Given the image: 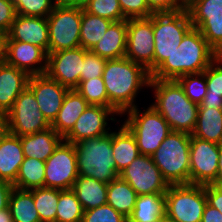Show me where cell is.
<instances>
[{"instance_id": "cell-31", "label": "cell", "mask_w": 222, "mask_h": 222, "mask_svg": "<svg viewBox=\"0 0 222 222\" xmlns=\"http://www.w3.org/2000/svg\"><path fill=\"white\" fill-rule=\"evenodd\" d=\"M8 207L13 222H41L30 190L14 187L10 194Z\"/></svg>"}, {"instance_id": "cell-38", "label": "cell", "mask_w": 222, "mask_h": 222, "mask_svg": "<svg viewBox=\"0 0 222 222\" xmlns=\"http://www.w3.org/2000/svg\"><path fill=\"white\" fill-rule=\"evenodd\" d=\"M83 9L91 14L113 22L126 20L119 5V0H86Z\"/></svg>"}, {"instance_id": "cell-11", "label": "cell", "mask_w": 222, "mask_h": 222, "mask_svg": "<svg viewBox=\"0 0 222 222\" xmlns=\"http://www.w3.org/2000/svg\"><path fill=\"white\" fill-rule=\"evenodd\" d=\"M153 14L149 18L127 20V44L125 57L154 72Z\"/></svg>"}, {"instance_id": "cell-13", "label": "cell", "mask_w": 222, "mask_h": 222, "mask_svg": "<svg viewBox=\"0 0 222 222\" xmlns=\"http://www.w3.org/2000/svg\"><path fill=\"white\" fill-rule=\"evenodd\" d=\"M119 177L128 182L137 195L165 194L170 186L150 155H138Z\"/></svg>"}, {"instance_id": "cell-12", "label": "cell", "mask_w": 222, "mask_h": 222, "mask_svg": "<svg viewBox=\"0 0 222 222\" xmlns=\"http://www.w3.org/2000/svg\"><path fill=\"white\" fill-rule=\"evenodd\" d=\"M78 176L74 144L63 140L45 161L44 187L60 190L72 189Z\"/></svg>"}, {"instance_id": "cell-54", "label": "cell", "mask_w": 222, "mask_h": 222, "mask_svg": "<svg viewBox=\"0 0 222 222\" xmlns=\"http://www.w3.org/2000/svg\"><path fill=\"white\" fill-rule=\"evenodd\" d=\"M5 35L0 32V62L4 61Z\"/></svg>"}, {"instance_id": "cell-5", "label": "cell", "mask_w": 222, "mask_h": 222, "mask_svg": "<svg viewBox=\"0 0 222 222\" xmlns=\"http://www.w3.org/2000/svg\"><path fill=\"white\" fill-rule=\"evenodd\" d=\"M190 141V134L171 131L151 155L169 185L190 183Z\"/></svg>"}, {"instance_id": "cell-7", "label": "cell", "mask_w": 222, "mask_h": 222, "mask_svg": "<svg viewBox=\"0 0 222 222\" xmlns=\"http://www.w3.org/2000/svg\"><path fill=\"white\" fill-rule=\"evenodd\" d=\"M192 27L188 10L153 13L154 71L180 46Z\"/></svg>"}, {"instance_id": "cell-18", "label": "cell", "mask_w": 222, "mask_h": 222, "mask_svg": "<svg viewBox=\"0 0 222 222\" xmlns=\"http://www.w3.org/2000/svg\"><path fill=\"white\" fill-rule=\"evenodd\" d=\"M48 53L37 45L5 40L4 61L31 75H43L47 69Z\"/></svg>"}, {"instance_id": "cell-50", "label": "cell", "mask_w": 222, "mask_h": 222, "mask_svg": "<svg viewBox=\"0 0 222 222\" xmlns=\"http://www.w3.org/2000/svg\"><path fill=\"white\" fill-rule=\"evenodd\" d=\"M55 6L83 8L86 0H54Z\"/></svg>"}, {"instance_id": "cell-35", "label": "cell", "mask_w": 222, "mask_h": 222, "mask_svg": "<svg viewBox=\"0 0 222 222\" xmlns=\"http://www.w3.org/2000/svg\"><path fill=\"white\" fill-rule=\"evenodd\" d=\"M84 210L72 189L60 190L56 222H82Z\"/></svg>"}, {"instance_id": "cell-53", "label": "cell", "mask_w": 222, "mask_h": 222, "mask_svg": "<svg viewBox=\"0 0 222 222\" xmlns=\"http://www.w3.org/2000/svg\"><path fill=\"white\" fill-rule=\"evenodd\" d=\"M7 132L6 114L0 112V138Z\"/></svg>"}, {"instance_id": "cell-24", "label": "cell", "mask_w": 222, "mask_h": 222, "mask_svg": "<svg viewBox=\"0 0 222 222\" xmlns=\"http://www.w3.org/2000/svg\"><path fill=\"white\" fill-rule=\"evenodd\" d=\"M88 106V102L77 90L69 89L57 117L51 123V127L64 138Z\"/></svg>"}, {"instance_id": "cell-23", "label": "cell", "mask_w": 222, "mask_h": 222, "mask_svg": "<svg viewBox=\"0 0 222 222\" xmlns=\"http://www.w3.org/2000/svg\"><path fill=\"white\" fill-rule=\"evenodd\" d=\"M24 157L46 161L64 140L52 127L20 137Z\"/></svg>"}, {"instance_id": "cell-43", "label": "cell", "mask_w": 222, "mask_h": 222, "mask_svg": "<svg viewBox=\"0 0 222 222\" xmlns=\"http://www.w3.org/2000/svg\"><path fill=\"white\" fill-rule=\"evenodd\" d=\"M119 5L126 20L149 18L153 14L146 0H119Z\"/></svg>"}, {"instance_id": "cell-28", "label": "cell", "mask_w": 222, "mask_h": 222, "mask_svg": "<svg viewBox=\"0 0 222 222\" xmlns=\"http://www.w3.org/2000/svg\"><path fill=\"white\" fill-rule=\"evenodd\" d=\"M191 135L222 144V109L198 107L197 123Z\"/></svg>"}, {"instance_id": "cell-29", "label": "cell", "mask_w": 222, "mask_h": 222, "mask_svg": "<svg viewBox=\"0 0 222 222\" xmlns=\"http://www.w3.org/2000/svg\"><path fill=\"white\" fill-rule=\"evenodd\" d=\"M137 196V193L129 183L122 180L120 177L108 183L107 204L112 206L127 219L133 212Z\"/></svg>"}, {"instance_id": "cell-3", "label": "cell", "mask_w": 222, "mask_h": 222, "mask_svg": "<svg viewBox=\"0 0 222 222\" xmlns=\"http://www.w3.org/2000/svg\"><path fill=\"white\" fill-rule=\"evenodd\" d=\"M149 87L154 89L155 108L168 122L172 131L192 134L199 105L191 102L177 80L151 79Z\"/></svg>"}, {"instance_id": "cell-34", "label": "cell", "mask_w": 222, "mask_h": 222, "mask_svg": "<svg viewBox=\"0 0 222 222\" xmlns=\"http://www.w3.org/2000/svg\"><path fill=\"white\" fill-rule=\"evenodd\" d=\"M41 222H56L60 189L40 187L30 190Z\"/></svg>"}, {"instance_id": "cell-20", "label": "cell", "mask_w": 222, "mask_h": 222, "mask_svg": "<svg viewBox=\"0 0 222 222\" xmlns=\"http://www.w3.org/2000/svg\"><path fill=\"white\" fill-rule=\"evenodd\" d=\"M5 40L37 45L49 53V27L47 17L16 14Z\"/></svg>"}, {"instance_id": "cell-41", "label": "cell", "mask_w": 222, "mask_h": 222, "mask_svg": "<svg viewBox=\"0 0 222 222\" xmlns=\"http://www.w3.org/2000/svg\"><path fill=\"white\" fill-rule=\"evenodd\" d=\"M106 61V59L98 56L91 50H85V59L81 71L80 81L102 77Z\"/></svg>"}, {"instance_id": "cell-25", "label": "cell", "mask_w": 222, "mask_h": 222, "mask_svg": "<svg viewBox=\"0 0 222 222\" xmlns=\"http://www.w3.org/2000/svg\"><path fill=\"white\" fill-rule=\"evenodd\" d=\"M127 44V20L113 22L97 45L91 50L106 59L125 57Z\"/></svg>"}, {"instance_id": "cell-33", "label": "cell", "mask_w": 222, "mask_h": 222, "mask_svg": "<svg viewBox=\"0 0 222 222\" xmlns=\"http://www.w3.org/2000/svg\"><path fill=\"white\" fill-rule=\"evenodd\" d=\"M45 162L35 158H24L13 186L18 189L31 190L44 187Z\"/></svg>"}, {"instance_id": "cell-48", "label": "cell", "mask_w": 222, "mask_h": 222, "mask_svg": "<svg viewBox=\"0 0 222 222\" xmlns=\"http://www.w3.org/2000/svg\"><path fill=\"white\" fill-rule=\"evenodd\" d=\"M201 222H222V213L218 209L206 204Z\"/></svg>"}, {"instance_id": "cell-40", "label": "cell", "mask_w": 222, "mask_h": 222, "mask_svg": "<svg viewBox=\"0 0 222 222\" xmlns=\"http://www.w3.org/2000/svg\"><path fill=\"white\" fill-rule=\"evenodd\" d=\"M82 222H128V219L106 203L84 211Z\"/></svg>"}, {"instance_id": "cell-36", "label": "cell", "mask_w": 222, "mask_h": 222, "mask_svg": "<svg viewBox=\"0 0 222 222\" xmlns=\"http://www.w3.org/2000/svg\"><path fill=\"white\" fill-rule=\"evenodd\" d=\"M89 105L112 108L118 115H122L109 103L103 77L80 81L75 88Z\"/></svg>"}, {"instance_id": "cell-2", "label": "cell", "mask_w": 222, "mask_h": 222, "mask_svg": "<svg viewBox=\"0 0 222 222\" xmlns=\"http://www.w3.org/2000/svg\"><path fill=\"white\" fill-rule=\"evenodd\" d=\"M215 59V50L192 27L180 46L151 74V79L177 80L183 75L204 72Z\"/></svg>"}, {"instance_id": "cell-15", "label": "cell", "mask_w": 222, "mask_h": 222, "mask_svg": "<svg viewBox=\"0 0 222 222\" xmlns=\"http://www.w3.org/2000/svg\"><path fill=\"white\" fill-rule=\"evenodd\" d=\"M187 10L192 26L216 51L222 45V0H195Z\"/></svg>"}, {"instance_id": "cell-47", "label": "cell", "mask_w": 222, "mask_h": 222, "mask_svg": "<svg viewBox=\"0 0 222 222\" xmlns=\"http://www.w3.org/2000/svg\"><path fill=\"white\" fill-rule=\"evenodd\" d=\"M14 186L12 183L0 180V211L8 208L9 198Z\"/></svg>"}, {"instance_id": "cell-46", "label": "cell", "mask_w": 222, "mask_h": 222, "mask_svg": "<svg viewBox=\"0 0 222 222\" xmlns=\"http://www.w3.org/2000/svg\"><path fill=\"white\" fill-rule=\"evenodd\" d=\"M207 204L222 213V187L213 184L205 185Z\"/></svg>"}, {"instance_id": "cell-8", "label": "cell", "mask_w": 222, "mask_h": 222, "mask_svg": "<svg viewBox=\"0 0 222 222\" xmlns=\"http://www.w3.org/2000/svg\"><path fill=\"white\" fill-rule=\"evenodd\" d=\"M206 204L204 185H170L165 193V214L179 222H201Z\"/></svg>"}, {"instance_id": "cell-57", "label": "cell", "mask_w": 222, "mask_h": 222, "mask_svg": "<svg viewBox=\"0 0 222 222\" xmlns=\"http://www.w3.org/2000/svg\"><path fill=\"white\" fill-rule=\"evenodd\" d=\"M195 0H187L188 7L194 2Z\"/></svg>"}, {"instance_id": "cell-30", "label": "cell", "mask_w": 222, "mask_h": 222, "mask_svg": "<svg viewBox=\"0 0 222 222\" xmlns=\"http://www.w3.org/2000/svg\"><path fill=\"white\" fill-rule=\"evenodd\" d=\"M165 214V194L138 195L128 222H159Z\"/></svg>"}, {"instance_id": "cell-44", "label": "cell", "mask_w": 222, "mask_h": 222, "mask_svg": "<svg viewBox=\"0 0 222 222\" xmlns=\"http://www.w3.org/2000/svg\"><path fill=\"white\" fill-rule=\"evenodd\" d=\"M153 13H172L188 9L187 0H146Z\"/></svg>"}, {"instance_id": "cell-10", "label": "cell", "mask_w": 222, "mask_h": 222, "mask_svg": "<svg viewBox=\"0 0 222 222\" xmlns=\"http://www.w3.org/2000/svg\"><path fill=\"white\" fill-rule=\"evenodd\" d=\"M7 131L19 137L46 130L51 124L40 111L33 92L27 87L6 113Z\"/></svg>"}, {"instance_id": "cell-32", "label": "cell", "mask_w": 222, "mask_h": 222, "mask_svg": "<svg viewBox=\"0 0 222 222\" xmlns=\"http://www.w3.org/2000/svg\"><path fill=\"white\" fill-rule=\"evenodd\" d=\"M112 23L113 21L88 13L82 8L80 46L92 50Z\"/></svg>"}, {"instance_id": "cell-56", "label": "cell", "mask_w": 222, "mask_h": 222, "mask_svg": "<svg viewBox=\"0 0 222 222\" xmlns=\"http://www.w3.org/2000/svg\"><path fill=\"white\" fill-rule=\"evenodd\" d=\"M216 59L222 60V45L215 51Z\"/></svg>"}, {"instance_id": "cell-6", "label": "cell", "mask_w": 222, "mask_h": 222, "mask_svg": "<svg viewBox=\"0 0 222 222\" xmlns=\"http://www.w3.org/2000/svg\"><path fill=\"white\" fill-rule=\"evenodd\" d=\"M126 114L127 118L122 123L134 136L142 155L151 156L172 131L168 122L151 105L146 110L144 108V112L137 105L122 115Z\"/></svg>"}, {"instance_id": "cell-52", "label": "cell", "mask_w": 222, "mask_h": 222, "mask_svg": "<svg viewBox=\"0 0 222 222\" xmlns=\"http://www.w3.org/2000/svg\"><path fill=\"white\" fill-rule=\"evenodd\" d=\"M0 222H13L9 207L0 211Z\"/></svg>"}, {"instance_id": "cell-39", "label": "cell", "mask_w": 222, "mask_h": 222, "mask_svg": "<svg viewBox=\"0 0 222 222\" xmlns=\"http://www.w3.org/2000/svg\"><path fill=\"white\" fill-rule=\"evenodd\" d=\"M18 15L48 17L55 7L54 0H12Z\"/></svg>"}, {"instance_id": "cell-21", "label": "cell", "mask_w": 222, "mask_h": 222, "mask_svg": "<svg viewBox=\"0 0 222 222\" xmlns=\"http://www.w3.org/2000/svg\"><path fill=\"white\" fill-rule=\"evenodd\" d=\"M30 75L5 61L0 62V112L6 114L28 87Z\"/></svg>"}, {"instance_id": "cell-51", "label": "cell", "mask_w": 222, "mask_h": 222, "mask_svg": "<svg viewBox=\"0 0 222 222\" xmlns=\"http://www.w3.org/2000/svg\"><path fill=\"white\" fill-rule=\"evenodd\" d=\"M212 184L222 187V144H220V155H219V160H218V172H217V175H216V180Z\"/></svg>"}, {"instance_id": "cell-26", "label": "cell", "mask_w": 222, "mask_h": 222, "mask_svg": "<svg viewBox=\"0 0 222 222\" xmlns=\"http://www.w3.org/2000/svg\"><path fill=\"white\" fill-rule=\"evenodd\" d=\"M108 184L91 177L78 176L72 190L82 205L84 211L107 203Z\"/></svg>"}, {"instance_id": "cell-27", "label": "cell", "mask_w": 222, "mask_h": 222, "mask_svg": "<svg viewBox=\"0 0 222 222\" xmlns=\"http://www.w3.org/2000/svg\"><path fill=\"white\" fill-rule=\"evenodd\" d=\"M112 154L119 172L140 155L134 136L123 124L112 130Z\"/></svg>"}, {"instance_id": "cell-55", "label": "cell", "mask_w": 222, "mask_h": 222, "mask_svg": "<svg viewBox=\"0 0 222 222\" xmlns=\"http://www.w3.org/2000/svg\"><path fill=\"white\" fill-rule=\"evenodd\" d=\"M159 222H179V221H177V220L169 217L168 215L164 214V215L160 218Z\"/></svg>"}, {"instance_id": "cell-42", "label": "cell", "mask_w": 222, "mask_h": 222, "mask_svg": "<svg viewBox=\"0 0 222 222\" xmlns=\"http://www.w3.org/2000/svg\"><path fill=\"white\" fill-rule=\"evenodd\" d=\"M204 73L208 89L206 95L222 96V60L215 59Z\"/></svg>"}, {"instance_id": "cell-1", "label": "cell", "mask_w": 222, "mask_h": 222, "mask_svg": "<svg viewBox=\"0 0 222 222\" xmlns=\"http://www.w3.org/2000/svg\"><path fill=\"white\" fill-rule=\"evenodd\" d=\"M102 77L108 101L121 115L137 106V95L151 80L145 67L126 57L107 60Z\"/></svg>"}, {"instance_id": "cell-37", "label": "cell", "mask_w": 222, "mask_h": 222, "mask_svg": "<svg viewBox=\"0 0 222 222\" xmlns=\"http://www.w3.org/2000/svg\"><path fill=\"white\" fill-rule=\"evenodd\" d=\"M177 81L191 102L200 105L208 91L205 73L200 72L183 75L179 77Z\"/></svg>"}, {"instance_id": "cell-4", "label": "cell", "mask_w": 222, "mask_h": 222, "mask_svg": "<svg viewBox=\"0 0 222 222\" xmlns=\"http://www.w3.org/2000/svg\"><path fill=\"white\" fill-rule=\"evenodd\" d=\"M78 173L110 183L120 172L116 168L112 154V131L105 136L85 139L74 144Z\"/></svg>"}, {"instance_id": "cell-14", "label": "cell", "mask_w": 222, "mask_h": 222, "mask_svg": "<svg viewBox=\"0 0 222 222\" xmlns=\"http://www.w3.org/2000/svg\"><path fill=\"white\" fill-rule=\"evenodd\" d=\"M220 144L196 138L190 141V184L208 185L216 180Z\"/></svg>"}, {"instance_id": "cell-19", "label": "cell", "mask_w": 222, "mask_h": 222, "mask_svg": "<svg viewBox=\"0 0 222 222\" xmlns=\"http://www.w3.org/2000/svg\"><path fill=\"white\" fill-rule=\"evenodd\" d=\"M28 88L33 92L43 116L51 124L57 117L69 88L52 80L46 74L31 75Z\"/></svg>"}, {"instance_id": "cell-45", "label": "cell", "mask_w": 222, "mask_h": 222, "mask_svg": "<svg viewBox=\"0 0 222 222\" xmlns=\"http://www.w3.org/2000/svg\"><path fill=\"white\" fill-rule=\"evenodd\" d=\"M16 16L12 0H0V32L7 36Z\"/></svg>"}, {"instance_id": "cell-9", "label": "cell", "mask_w": 222, "mask_h": 222, "mask_svg": "<svg viewBox=\"0 0 222 222\" xmlns=\"http://www.w3.org/2000/svg\"><path fill=\"white\" fill-rule=\"evenodd\" d=\"M82 8L55 6L47 17L49 53L80 47Z\"/></svg>"}, {"instance_id": "cell-22", "label": "cell", "mask_w": 222, "mask_h": 222, "mask_svg": "<svg viewBox=\"0 0 222 222\" xmlns=\"http://www.w3.org/2000/svg\"><path fill=\"white\" fill-rule=\"evenodd\" d=\"M24 158L20 137L7 131L0 138V180L13 184Z\"/></svg>"}, {"instance_id": "cell-49", "label": "cell", "mask_w": 222, "mask_h": 222, "mask_svg": "<svg viewBox=\"0 0 222 222\" xmlns=\"http://www.w3.org/2000/svg\"><path fill=\"white\" fill-rule=\"evenodd\" d=\"M199 107L222 109V96L205 95Z\"/></svg>"}, {"instance_id": "cell-17", "label": "cell", "mask_w": 222, "mask_h": 222, "mask_svg": "<svg viewBox=\"0 0 222 222\" xmlns=\"http://www.w3.org/2000/svg\"><path fill=\"white\" fill-rule=\"evenodd\" d=\"M119 116L112 108L89 105L75 122L72 130L64 137V141L75 144L85 139L109 134L108 121L116 122Z\"/></svg>"}, {"instance_id": "cell-16", "label": "cell", "mask_w": 222, "mask_h": 222, "mask_svg": "<svg viewBox=\"0 0 222 222\" xmlns=\"http://www.w3.org/2000/svg\"><path fill=\"white\" fill-rule=\"evenodd\" d=\"M85 59V49L80 47L48 53L46 75L69 89H75Z\"/></svg>"}]
</instances>
